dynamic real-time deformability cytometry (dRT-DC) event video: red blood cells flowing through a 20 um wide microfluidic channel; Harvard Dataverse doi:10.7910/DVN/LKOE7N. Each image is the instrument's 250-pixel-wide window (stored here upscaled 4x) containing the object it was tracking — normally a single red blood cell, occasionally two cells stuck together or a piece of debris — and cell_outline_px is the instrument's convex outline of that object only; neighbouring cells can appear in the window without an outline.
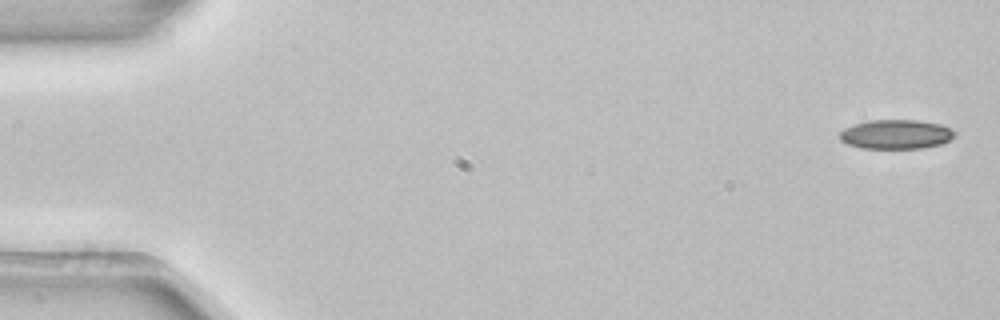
{"species": "common noctule bat (a hibernating species)", "species_latin": "Nyctalus noctula", "temperature_condition": "room temperature", "stored_images_in_passage": 5, "camera_frame_rate_fps": 3000, "um_per_image_px": 0.085, "animal": {"sex": "female", "body_mass_g": 22.7, "forearm_length_mm": 54.2}, "frame": {"image": 1, "passage_image": 1, "time_ms": 0.0, "image_size_px": [1000, 320], "cell_outline_px": [[956, 136], [940, 144], [924, 148], [860, 148], [848, 144], [840, 140], [840, 132], [844, 128], [868, 120], [916, 120], [940, 124], [952, 128], [956, 132]], "centroid_in_image_um": [76.18, 11.41], "position_along_channel_um": 8.8, "area_um2": 19.65}}
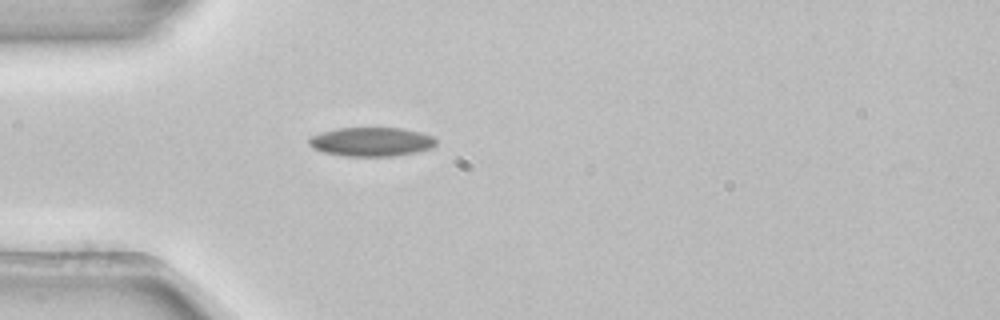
{"frame": {"image": 2, "passage_image": 5, "time_ms": 1.333, "image_size_px": [1000, 320], "cell_outline_px": [[436, 144], [432, 148], [416, 152], [396, 156], [344, 156], [324, 152], [312, 148], [308, 144], [308, 140], [312, 136], [320, 132], [336, 128], [400, 128], [420, 132], [432, 136], [436, 140]], "centroid_in_image_um": [31.55, 12.05], "position_along_channel_um": 53.4, "area_um2": 21.56}}